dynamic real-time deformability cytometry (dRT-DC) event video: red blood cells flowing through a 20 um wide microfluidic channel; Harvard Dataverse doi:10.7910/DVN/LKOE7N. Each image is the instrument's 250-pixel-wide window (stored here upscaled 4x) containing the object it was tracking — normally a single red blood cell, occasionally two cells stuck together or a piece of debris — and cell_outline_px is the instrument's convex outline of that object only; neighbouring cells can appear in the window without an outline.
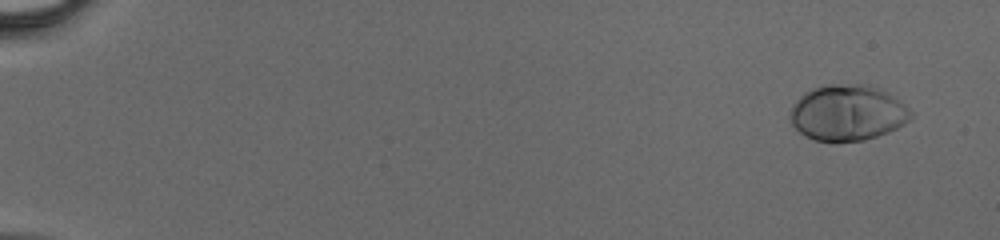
{"species": "human", "species_latin": "Homo sapiens", "temperature_condition": "cold", "stored_images_in_passage": 47, "camera_frame_rate_fps": 3000, "um_per_image_px": 0.085, "donor": {"sex": "male"}, "frame": {"image": 1, "passage_image": 3, "time_ms": 0.667, "image_size_px": [1000, 240], "cell_outline_px": [[912, 116], [904, 124], [888, 132], [864, 140], [816, 140], [804, 136], [792, 124], [788, 116], [792, 104], [804, 92], [812, 88], [828, 84], [864, 84], [876, 88], [892, 96], [904, 104], [912, 112]], "centroid_in_image_um": [71.99, 9.57], "position_along_channel_um": 13.0, "area_um2": 38.9}}
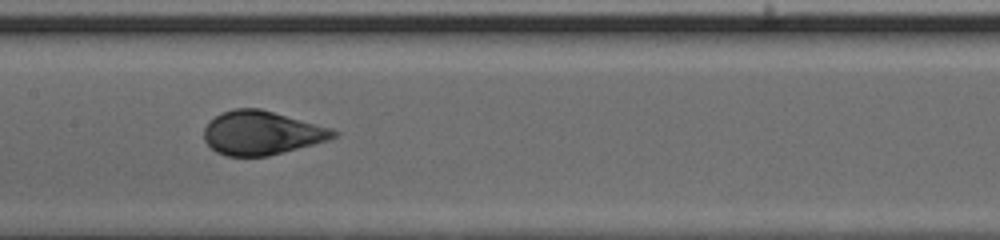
{"frame": {"image": 2, "passage_image": 26, "time_ms": 8.333, "image_size_px": [1000, 240], "cell_outline_px": [[340, 132], [336, 136], [328, 140], [268, 156], [228, 156], [216, 152], [204, 140], [204, 128], [220, 112], [232, 108], [260, 108], [332, 128]], "centroid_in_image_um": [22.24, 11.29], "position_along_channel_um": 185.2, "area_um2": 32.95}}
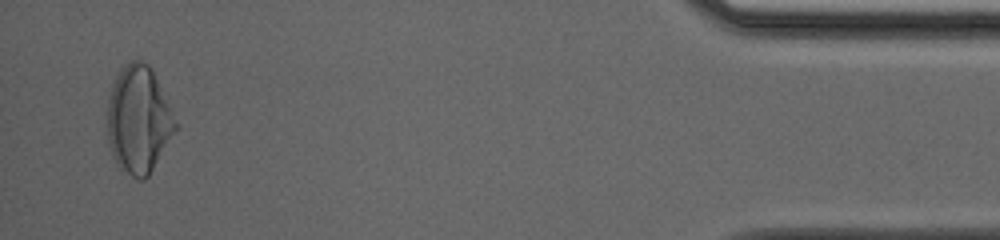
{"frame": {"image": 3, "passage_image": 46, "time_ms": 15.0, "image_size_px": [1000, 240], "cell_outline_px": [[180, 124], [148, 176], [144, 180], [140, 180], [120, 172], [112, 156], [108, 140], [108, 100], [112, 84], [120, 72], [132, 60], [140, 60], [148, 64]], "centroid_in_image_um": [11.79, 10.24], "position_along_channel_um": 423.4, "area_um2": 42.54}}